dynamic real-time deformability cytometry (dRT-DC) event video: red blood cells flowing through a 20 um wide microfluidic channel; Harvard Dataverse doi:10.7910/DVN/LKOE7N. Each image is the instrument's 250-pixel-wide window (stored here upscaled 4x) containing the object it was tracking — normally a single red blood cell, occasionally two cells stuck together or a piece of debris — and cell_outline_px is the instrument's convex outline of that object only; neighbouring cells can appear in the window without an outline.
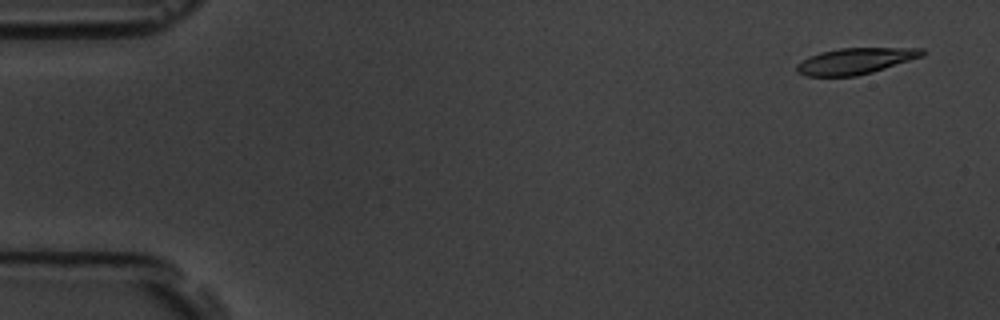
{"species": "common noctule bat (a hibernating species)", "species_latin": "Nyctalus noctula", "temperature_condition": "room temperature", "stored_images_in_passage": 6, "camera_frame_rate_fps": 3000, "um_per_image_px": 0.085, "animal": {"sex": "male", "body_mass_g": 19.5, "forearm_length_mm": 54.6}, "frame": {"image": 1, "passage_image": 1, "time_ms": 0.0, "image_size_px": [1000, 320], "cell_outline_px": [[928, 52], [924, 56], [872, 72], [856, 76], [808, 76], [796, 72], [796, 64], [808, 56], [820, 52], [840, 48], [924, 48]], "centroid_in_image_um": [72.72, 5.18], "position_along_channel_um": 12.3, "area_um2": 19.25}}
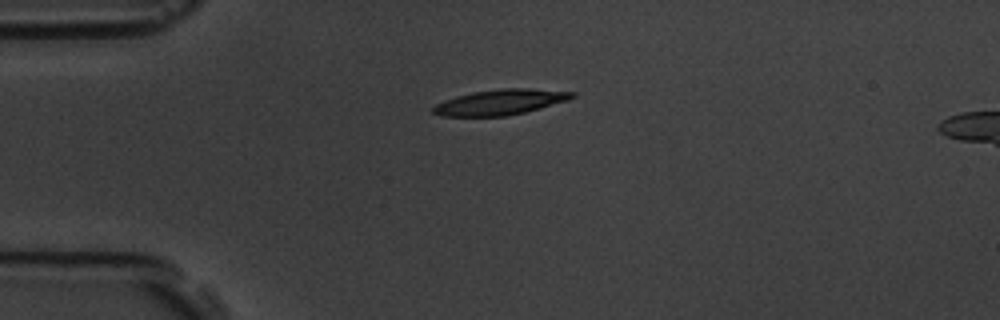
{"frame": {"image": 2, "passage_image": 4, "time_ms": 3.667, "image_size_px": [1000, 320], "cell_outline_px": [[576, 96], [568, 100], [540, 108], [508, 116], [444, 116], [432, 112], [432, 108], [436, 104], [444, 100], [456, 96], [472, 92], [500, 88], [528, 88], [576, 92]], "centroid_in_image_um": [42.54, 8.67], "position_along_channel_um": 42.5, "area_um2": 20.58}}